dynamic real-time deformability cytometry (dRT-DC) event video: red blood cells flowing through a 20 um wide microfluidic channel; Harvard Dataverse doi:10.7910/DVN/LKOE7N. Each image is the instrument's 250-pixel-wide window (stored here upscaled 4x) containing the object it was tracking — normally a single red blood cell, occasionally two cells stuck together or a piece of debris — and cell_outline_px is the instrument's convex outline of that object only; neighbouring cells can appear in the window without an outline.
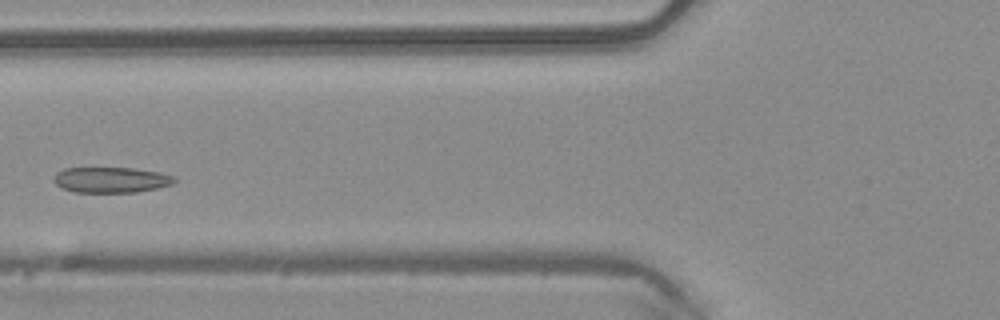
{"species": "common noctule bat (a hibernating species)", "species_latin": "Nyctalus noctula", "temperature_condition": "warm", "stored_images_in_passage": 5, "camera_frame_rate_fps": 3000, "um_per_image_px": 0.085, "animal": {"sex": "male", "body_mass_g": 20.4}, "frame": {"image": 1, "passage_image": 5, "time_ms": 1.333, "image_size_px": [1000, 320], "cell_outline_px": [[176, 180], [172, 184], [156, 188], [136, 192], [72, 192], [60, 188], [52, 180], [52, 176], [56, 172], [64, 168], [132, 168], [160, 172], [176, 176]], "centroid_in_image_um": [9.4, 15.28], "position_along_channel_um": 116.4, "area_um2": 18.21}}